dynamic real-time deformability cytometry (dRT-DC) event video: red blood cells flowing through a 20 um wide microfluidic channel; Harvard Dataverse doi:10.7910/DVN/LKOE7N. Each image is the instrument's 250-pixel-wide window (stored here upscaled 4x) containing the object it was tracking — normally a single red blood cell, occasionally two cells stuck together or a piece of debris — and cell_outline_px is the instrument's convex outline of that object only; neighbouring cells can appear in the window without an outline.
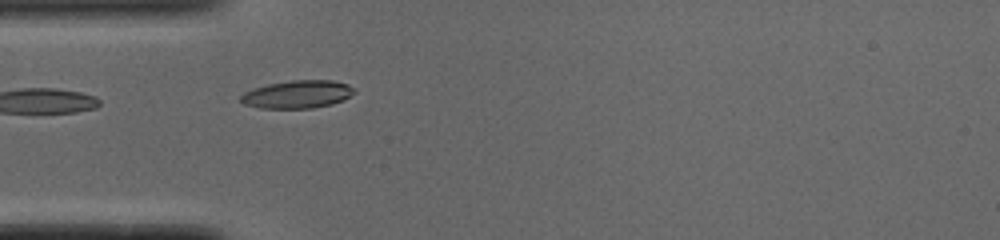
{"species": "common noctule bat (a hibernating species)", "species_latin": "Nyctalus noctula", "temperature_condition": "cold", "stored_images_in_passage": 37, "camera_frame_rate_fps": 3000, "um_per_image_px": 0.085, "animal": {"sex": "male", "body_mass_g": 19.0, "forearm_length_mm": 50.8}, "frame": {"image": 1, "passage_image": 1, "time_ms": 0.0, "image_size_px": [1000, 240], "cell_outline_px": [[356, 92], [344, 100], [332, 104], [312, 108], [260, 108], [244, 104], [240, 100], [240, 96], [244, 92], [252, 88], [268, 84], [292, 80], [332, 80], [348, 84], [356, 88]], "centroid_in_image_um": [25.3, 8.01], "position_along_channel_um": 59.7, "area_um2": 18.61}}
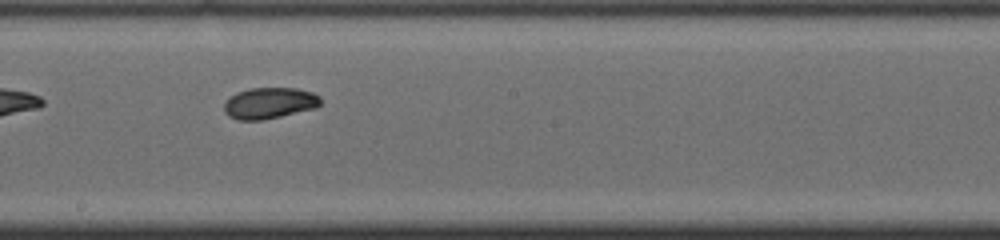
{"frame": {"image": 2, "passage_image": 14, "time_ms": 4.333, "image_size_px": [1000, 240], "cell_outline_px": [[320, 104], [316, 108], [264, 120], [236, 120], [228, 116], [224, 112], [224, 104], [236, 92], [252, 88], [296, 88], [312, 92], [320, 96]], "centroid_in_image_um": [22.9, 8.77], "position_along_channel_um": 225.3, "area_um2": 17.57}}
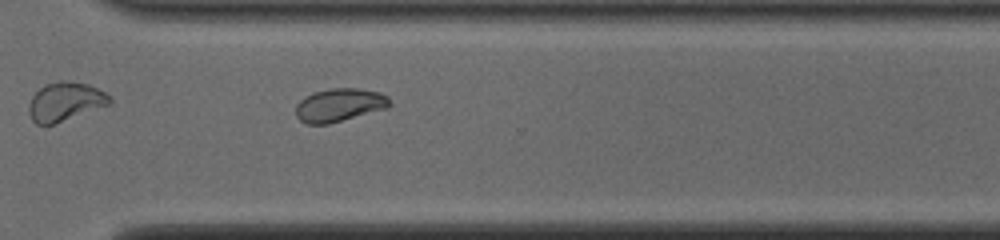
{"frame": {"image": 3, "passage_image": 23, "time_ms": 7.333, "image_size_px": [1000, 240], "cell_outline_px": [[392, 104], [388, 108], [328, 124], [308, 124], [300, 120], [296, 116], [296, 104], [304, 96], [312, 92], [332, 88], [360, 88], [380, 92], [388, 96]], "centroid_in_image_um": [28.86, 8.91], "position_along_channel_um": 341.7, "area_um2": 18.38}, "authors_computed_cell_mechanics": {"area_um2": 17.9758, "velocity_mm_per_s": 3.8611, "shape_relaxation_time_tau1_ms": 3.4517, "shape_relaxation_time_tau2_ms": 3.423, "deformation_change_tau1": 0.1357, "deformation_change_tau2": 0.0559}}